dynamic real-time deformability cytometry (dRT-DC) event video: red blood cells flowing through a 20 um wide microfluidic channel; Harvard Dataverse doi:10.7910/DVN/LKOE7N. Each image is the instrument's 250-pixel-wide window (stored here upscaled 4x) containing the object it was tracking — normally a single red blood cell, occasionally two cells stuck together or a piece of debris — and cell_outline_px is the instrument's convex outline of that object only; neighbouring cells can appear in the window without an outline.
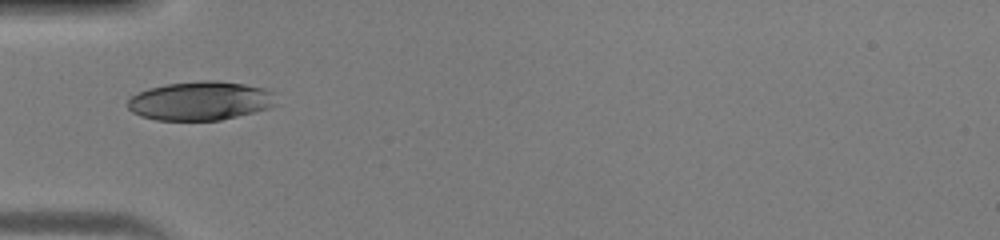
{"species": "human", "species_latin": "Homo sapiens", "temperature_condition": "warm", "stored_images_in_passage": 31, "camera_frame_rate_fps": 3000, "um_per_image_px": 0.085, "donor": {"sex": "male"}, "frame": {"image": 1, "passage_image": 1, "time_ms": 0.0, "image_size_px": [1000, 240], "cell_outline_px": [[276, 104], [268, 108], [220, 120], [156, 120], [140, 116], [132, 112], [128, 108], [128, 100], [132, 96], [148, 88], [168, 84], [200, 80], [216, 80], [244, 84], [264, 88], [272, 92]], "centroid_in_image_um": [17.01, 8.57], "position_along_channel_um": 68.0, "area_um2": 33.41}}
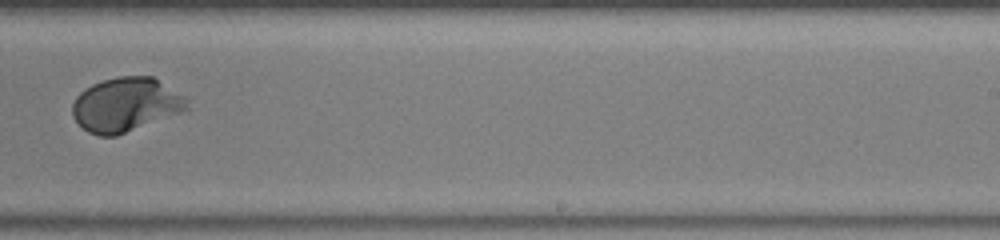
{"frame": {"image": 2, "passage_image": 15, "time_ms": 4.667, "image_size_px": [1000, 240], "cell_outline_px": [[188, 112], [116, 136], [100, 136], [88, 132], [72, 116], [72, 104], [76, 96], [84, 88], [92, 84], [104, 80], [120, 76], [152, 76], [188, 96]], "centroid_in_image_um": [10.77, 8.9], "position_along_channel_um": 278.2, "area_um2": 36.93}}
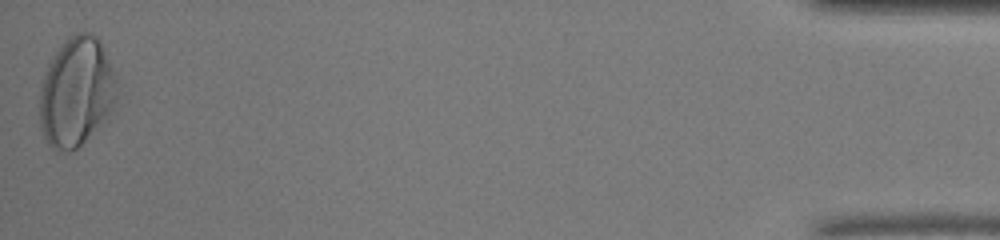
{"frame": {"image": 3, "passage_image": 31, "time_ms": 10.0, "image_size_px": [1000, 240], "cell_outline_px": [[116, 96], [104, 120], [76, 148], [56, 152], [48, 144], [44, 136], [40, 124], [40, 84], [44, 72], [52, 56], [64, 40], [76, 32], [92, 32], [100, 40], [108, 60], [112, 72]], "centroid_in_image_um": [6.42, 7.78], "position_along_channel_um": 428.8, "area_um2": 48.26}}